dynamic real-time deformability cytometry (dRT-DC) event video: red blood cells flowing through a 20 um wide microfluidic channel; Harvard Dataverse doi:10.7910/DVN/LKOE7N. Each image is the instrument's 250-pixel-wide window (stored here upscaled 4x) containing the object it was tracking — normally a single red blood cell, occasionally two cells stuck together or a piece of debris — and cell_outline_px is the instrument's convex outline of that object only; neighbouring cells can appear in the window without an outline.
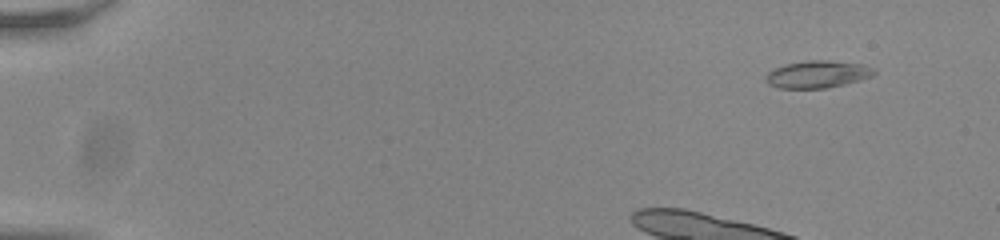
{"species": "common noctule bat (a hibernating species)", "species_latin": "Nyctalus noctula", "temperature_condition": "room temperature", "stored_images_in_passage": 15, "camera_frame_rate_fps": 3000, "um_per_image_px": 0.085, "animal": {"sex": "male", "body_mass_g": 20.0, "forearm_length_mm": 53.3}, "frame": {"image": 1, "passage_image": 5, "time_ms": 1.333, "image_size_px": [1000, 240], "cell_outline_px": [[876, 72], [872, 76], [860, 80], [844, 84], [824, 88], [776, 88], [768, 84], [764, 76], [768, 72], [784, 64], [804, 60], [828, 60], [860, 64], [876, 68]], "centroid_in_image_um": [69.47, 6.31], "position_along_channel_um": 15.5, "area_um2": 17.28}}